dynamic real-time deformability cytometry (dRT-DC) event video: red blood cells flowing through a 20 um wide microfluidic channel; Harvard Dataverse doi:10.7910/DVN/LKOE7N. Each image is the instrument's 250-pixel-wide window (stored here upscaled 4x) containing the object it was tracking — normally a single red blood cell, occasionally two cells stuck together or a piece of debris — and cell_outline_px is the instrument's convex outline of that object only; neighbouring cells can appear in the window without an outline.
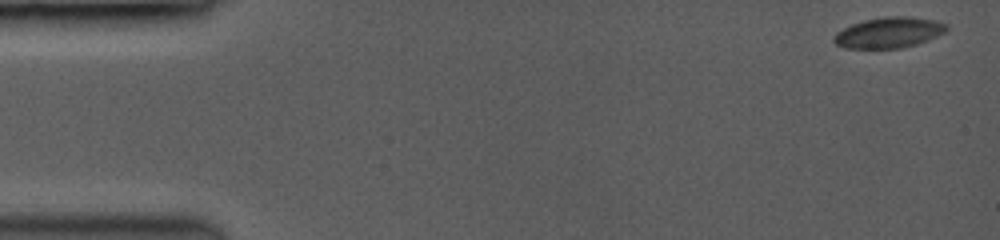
{"species": "common noctule bat (a hibernating species)", "species_latin": "Nyctalus noctula", "temperature_condition": "room temperature", "stored_images_in_passage": 56, "camera_frame_rate_fps": 3500, "um_per_image_px": 0.085, "animal": {"sex": "female", "body_mass_g": 19.0, "forearm_length_mm": 53.3}, "frame": {"image": 1, "passage_image": 1, "time_ms": 0.0, "image_size_px": [1000, 240], "cell_outline_px": [[948, 28], [944, 32], [916, 44], [896, 48], [848, 48], [836, 44], [832, 40], [844, 28], [852, 24], [868, 20], [932, 20], [944, 24]], "centroid_in_image_um": [75.49, 2.85], "position_along_channel_um": 9.5, "area_um2": 18.15}}
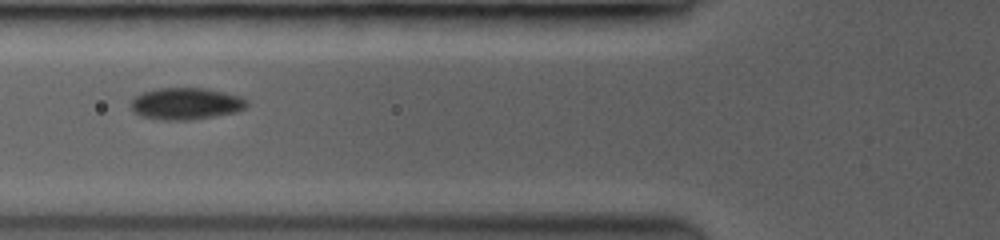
{"frame": {"image": 2, "passage_image": 22, "time_ms": 6.0, "image_size_px": [1000, 240], "cell_outline_px": [[248, 104], [244, 108], [236, 112], [188, 120], [164, 120], [140, 116], [132, 108], [132, 100], [136, 96], [144, 92], [160, 88], [204, 88], [240, 96], [248, 100]], "centroid_in_image_um": [15.82, 8.81], "position_along_channel_um": 110.0, "area_um2": 21.15}}
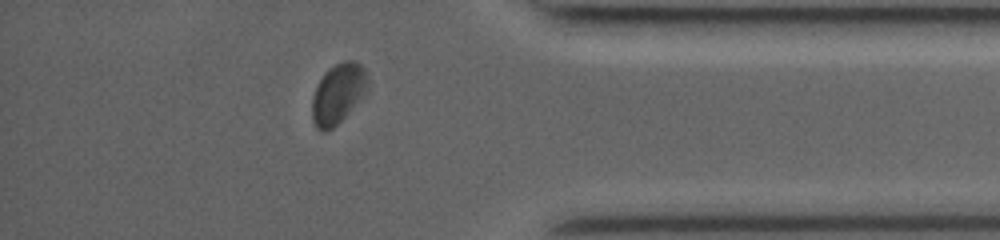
{"frame": {"image": 3, "passage_image": 49, "time_ms": 13.714, "image_size_px": [1000, 240], "cell_outline_px": [[368, 92], [332, 128], [324, 132], [320, 132], [316, 128], [312, 120], [312, 96], [316, 84], [324, 72], [328, 68], [344, 60], [356, 60], [364, 68], [368, 76]], "centroid_in_image_um": [28.73, 7.93], "position_along_channel_um": 406.5, "area_um2": 19.77}}